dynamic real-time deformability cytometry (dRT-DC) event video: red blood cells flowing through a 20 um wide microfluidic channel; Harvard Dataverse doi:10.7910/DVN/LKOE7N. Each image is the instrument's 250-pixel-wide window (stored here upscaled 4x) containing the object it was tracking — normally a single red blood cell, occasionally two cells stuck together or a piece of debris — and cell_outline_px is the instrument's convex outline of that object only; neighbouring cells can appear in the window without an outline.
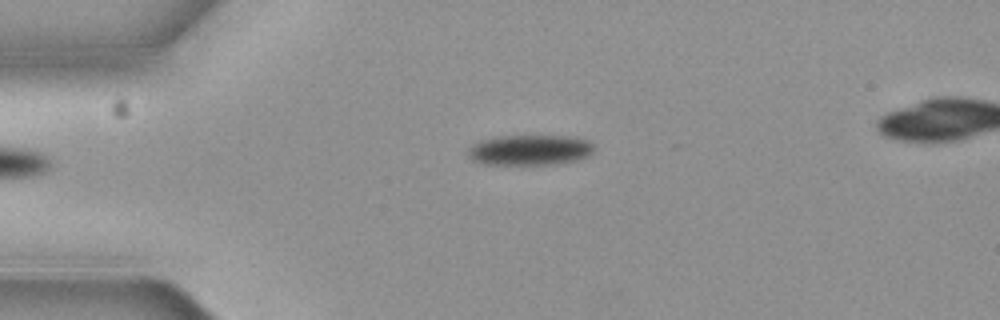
{"species": "common noctule bat (a hibernating species)", "species_latin": "Nyctalus noctula", "temperature_condition": "cold", "stored_images_in_passage": 3, "camera_frame_rate_fps": 3000, "um_per_image_px": 0.085, "animal": {"sex": "female", "body_mass_g": 19.3, "forearm_length_mm": 54.1}, "frame": {"image": 1, "passage_image": 1, "time_ms": 0.0, "image_size_px": [1000, 320], "cell_outline_px": [[592, 152], [588, 156], [580, 160], [556, 164], [480, 164], [472, 160], [468, 156], [468, 148], [484, 140], [500, 136], [572, 136], [588, 140], [592, 144]], "centroid_in_image_um": [45.07, 12.76], "position_along_channel_um": 39.9, "area_um2": 22.25}}